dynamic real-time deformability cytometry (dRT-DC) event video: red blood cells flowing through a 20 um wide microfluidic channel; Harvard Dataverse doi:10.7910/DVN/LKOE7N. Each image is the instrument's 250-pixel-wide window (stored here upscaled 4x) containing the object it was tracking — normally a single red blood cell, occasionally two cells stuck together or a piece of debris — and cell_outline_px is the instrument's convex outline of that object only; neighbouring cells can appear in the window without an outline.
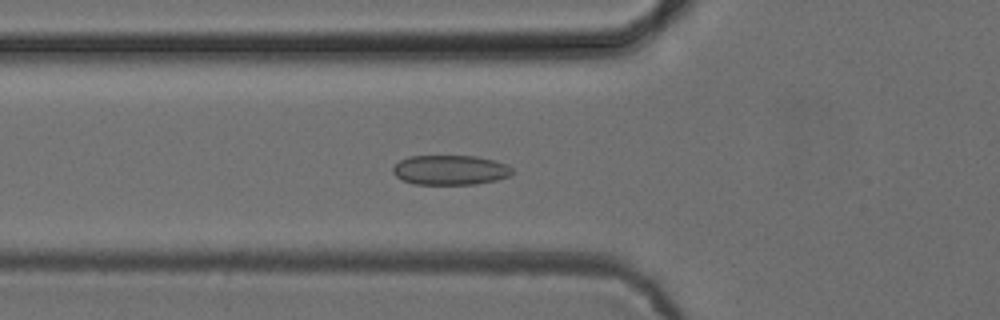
{"species": "common noctule bat (a hibernating species)", "species_latin": "Nyctalus noctula", "temperature_condition": "cold", "stored_images_in_passage": 53, "camera_frame_rate_fps": 3000, "um_per_image_px": 0.085, "animal": {"sex": "female", "body_mass_g": 24.6, "forearm_length_mm": 56.2}, "frame": {"image": 1, "passage_image": 19, "time_ms": 6.0, "image_size_px": [1000, 320], "cell_outline_px": [[512, 176], [496, 180], [476, 184], [416, 184], [404, 180], [396, 176], [392, 172], [392, 168], [400, 160], [408, 156], [476, 156], [508, 164], [512, 168]], "centroid_in_image_um": [38.29, 14.45], "position_along_channel_um": 87.5, "area_um2": 20.69}}
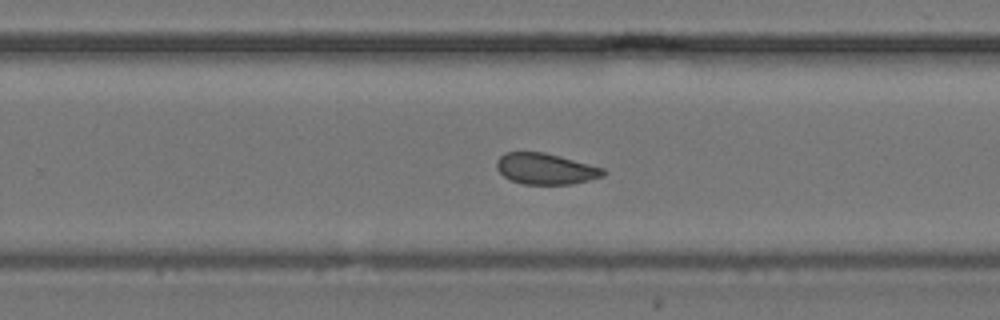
{"frame": {"image": 2, "passage_image": 34, "time_ms": 11.0, "image_size_px": [1000, 320], "cell_outline_px": [[608, 172], [604, 176], [572, 184], [524, 184], [512, 180], [504, 176], [496, 168], [496, 160], [504, 152], [544, 152], [560, 156], [604, 168]], "centroid_in_image_um": [46.38, 14.34], "position_along_channel_um": 283.4, "area_um2": 19.31}}
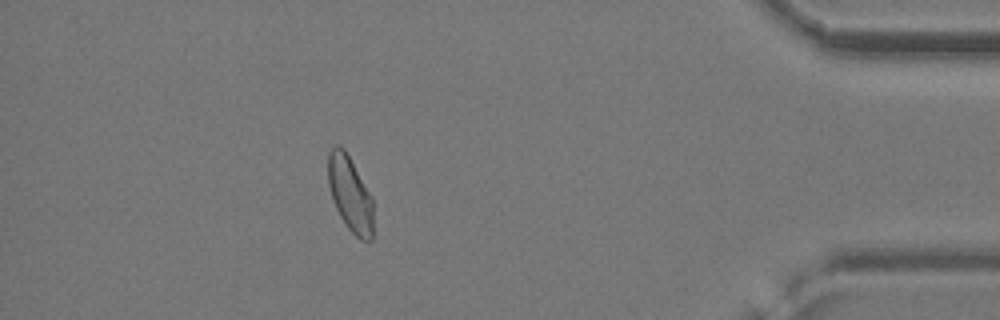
{"frame": {"image": 3, "passage_image": 47, "time_ms": 15.333, "image_size_px": [1000, 320], "cell_outline_px": [[372, 240], [360, 240], [348, 228], [340, 216], [332, 200], [328, 184], [328, 152], [336, 144], [340, 144], [344, 148], [372, 196]], "centroid_in_image_um": [29.74, 16.46], "position_along_channel_um": 405.5, "area_um2": 19.77}, "authors_computed_cell_mechanics": {"area_um2": 20.0566, "velocity_mm_per_s": 3.9248, "shape_relaxation_time_tau1_ms": null, "shape_relaxation_time_tau2_ms": 1.9733, "deformation_change_tau1": null, "deformation_change_tau2": 0.077}}